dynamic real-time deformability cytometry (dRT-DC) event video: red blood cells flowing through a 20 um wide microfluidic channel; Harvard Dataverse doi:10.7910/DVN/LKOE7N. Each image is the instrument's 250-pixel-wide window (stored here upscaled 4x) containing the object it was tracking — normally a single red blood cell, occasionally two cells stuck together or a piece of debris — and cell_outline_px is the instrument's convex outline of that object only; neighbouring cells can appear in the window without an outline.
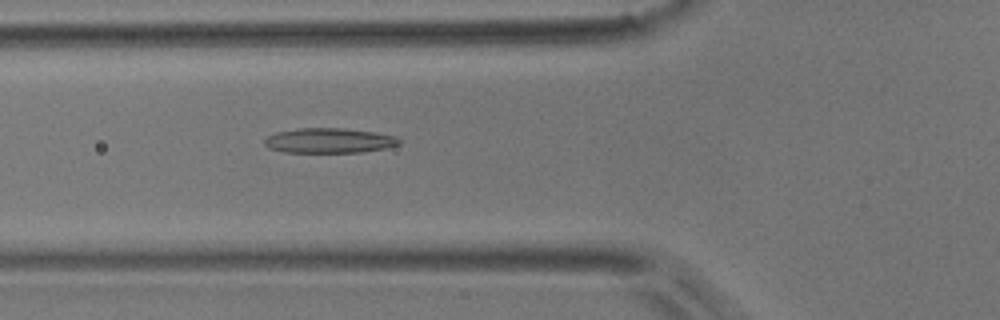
{"species": "common noctule bat (a hibernating species)", "species_latin": "Nyctalus noctula", "temperature_condition": "room temperature", "stored_images_in_passage": 2, "camera_frame_rate_fps": 3000, "um_per_image_px": 0.085, "animal": {"sex": "male", "body_mass_g": 17.9}, "frame": {"image": 1, "passage_image": 2, "time_ms": 1.0, "image_size_px": [1000, 320], "cell_outline_px": [[400, 144], [384, 148], [364, 152], [284, 152], [268, 148], [264, 144], [264, 140], [268, 136], [276, 132], [296, 128], [344, 128], [376, 132], [396, 136], [400, 140]], "centroid_in_image_um": [27.97, 11.94], "position_along_channel_um": 97.8, "area_um2": 19.65}}